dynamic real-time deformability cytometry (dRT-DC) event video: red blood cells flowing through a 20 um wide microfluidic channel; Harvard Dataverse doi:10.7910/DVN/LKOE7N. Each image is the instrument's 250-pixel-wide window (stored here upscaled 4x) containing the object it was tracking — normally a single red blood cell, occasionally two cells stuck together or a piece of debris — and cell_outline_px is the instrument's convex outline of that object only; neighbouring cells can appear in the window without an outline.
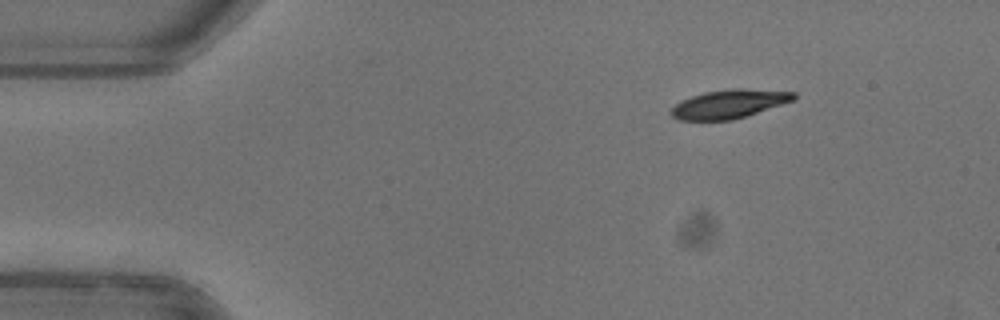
{"species": "common noctule bat (a hibernating species)", "species_latin": "Nyctalus noctula", "temperature_condition": "warm", "stored_images_in_passage": 46, "camera_frame_rate_fps": 3000, "um_per_image_px": 0.085, "animal": {"sex": "female"}, "frame": {"image": 1, "passage_image": 1, "time_ms": 0.0, "image_size_px": [1000, 320], "cell_outline_px": [[796, 100], [732, 120], [676, 120], [668, 112], [676, 104], [692, 96], [704, 92], [732, 88], [744, 88], [796, 92]], "centroid_in_image_um": [61.99, 8.83], "position_along_channel_um": 23.0, "area_um2": 20.52}}
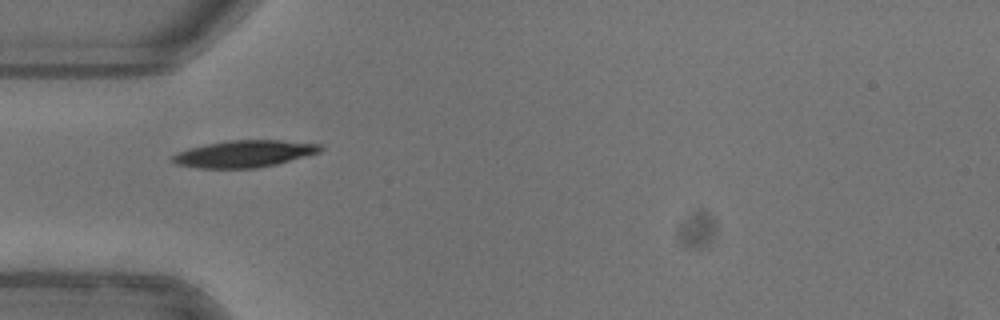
{"frame": {"image": 2, "passage_image": 10, "time_ms": 3.0, "image_size_px": [1000, 320], "cell_outline_px": [[324, 148], [320, 152], [276, 164], [256, 168], [196, 168], [176, 164], [172, 160], [172, 156], [176, 152], [188, 148], [228, 140], [280, 140], [320, 144]], "centroid_in_image_um": [20.74, 13.07], "position_along_channel_um": 64.3, "area_um2": 23.12}}
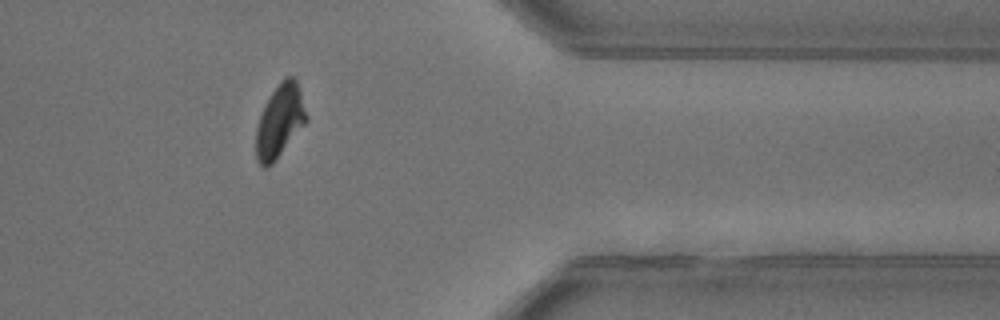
{"frame": {"image": 3, "passage_image": 36, "time_ms": 11.667, "image_size_px": [1000, 320], "cell_outline_px": [[308, 120], [272, 164], [268, 168], [264, 168], [256, 160], [256, 128], [260, 116], [272, 92], [280, 80], [288, 76], [292, 76], [296, 80], [308, 116]], "centroid_in_image_um": [23.78, 10.31], "position_along_channel_um": 387.6, "area_um2": 21.1}, "authors_computed_cell_mechanics": {"area_um2": 22.1374, "velocity_mm_per_s": 3.9646, "shape_relaxation_time_tau1_ms": 2.6127, "shape_relaxation_time_tau2_ms": 3.0257, "deformation_change_tau1": 0.1446, "deformation_change_tau2": 0.0597}}